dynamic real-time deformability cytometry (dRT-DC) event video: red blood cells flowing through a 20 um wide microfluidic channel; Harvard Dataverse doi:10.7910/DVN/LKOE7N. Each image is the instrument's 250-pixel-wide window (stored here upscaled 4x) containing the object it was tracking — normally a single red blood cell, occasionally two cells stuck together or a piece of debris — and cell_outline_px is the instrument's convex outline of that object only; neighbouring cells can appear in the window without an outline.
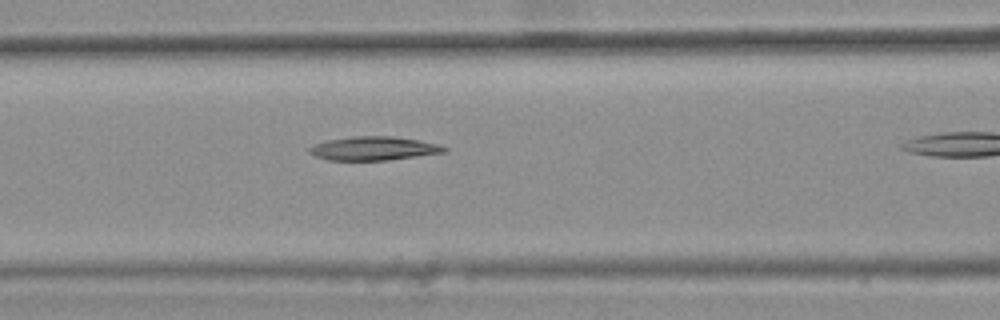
{"species": "common noctule bat (a hibernating species)", "species_latin": "Nyctalus noctula", "temperature_condition": "warm", "stored_images_in_passage": 21, "camera_frame_rate_fps": 3000, "um_per_image_px": 0.085, "animal": {"sex": "female", "body_mass_g": 25.1}, "frame": {"image": 1, "passage_image": 10, "time_ms": 3.0, "image_size_px": [1000, 320], "cell_outline_px": [[448, 152], [388, 160], [328, 160], [316, 156], [308, 152], [308, 148], [312, 144], [324, 140], [352, 136], [392, 136], [440, 144], [448, 148]], "centroid_in_image_um": [31.74, 12.61], "position_along_channel_um": 134.9, "area_um2": 18.84}}
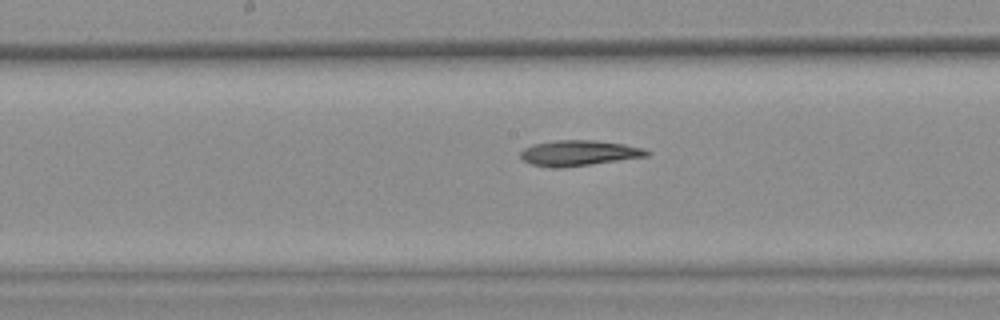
{"frame": {"image": 2, "passage_image": 15, "time_ms": 4.667, "image_size_px": [1000, 320], "cell_outline_px": [[652, 152], [648, 156], [592, 164], [560, 168], [548, 168], [532, 164], [524, 160], [520, 156], [520, 152], [524, 148], [532, 144], [556, 140], [596, 140], [624, 144], [644, 148]], "centroid_in_image_um": [49.21, 13.01], "position_along_channel_um": 199.0, "area_um2": 18.9}}